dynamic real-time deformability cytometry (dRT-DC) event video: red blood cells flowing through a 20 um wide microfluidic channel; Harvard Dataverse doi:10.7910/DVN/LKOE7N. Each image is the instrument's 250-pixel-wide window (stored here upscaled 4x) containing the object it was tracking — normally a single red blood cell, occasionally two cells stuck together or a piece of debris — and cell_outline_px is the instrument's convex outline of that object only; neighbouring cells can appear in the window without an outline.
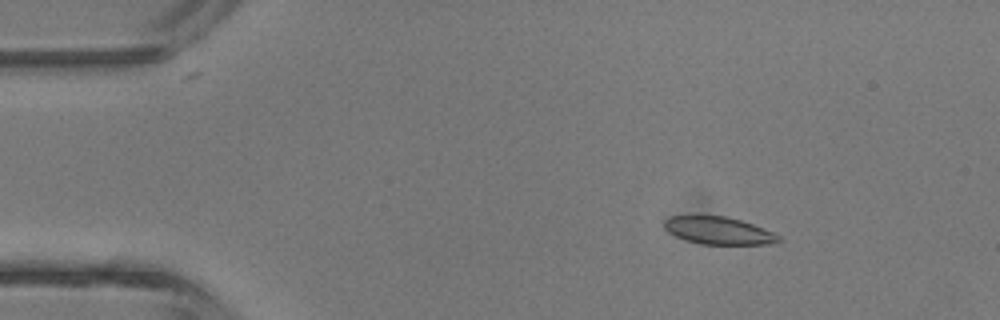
{"species": "common noctule bat (a hibernating species)", "species_latin": "Nyctalus noctula", "temperature_condition": "room temperature", "stored_images_in_passage": 4, "camera_frame_rate_fps": 3000, "um_per_image_px": 0.085, "animal": {"sex": "male", "body_mass_g": 13.3}, "frame": {"image": 1, "passage_image": 2, "time_ms": 1.0, "image_size_px": [1000, 320], "cell_outline_px": [[780, 240], [768, 244], [704, 244], [688, 240], [676, 236], [668, 232], [664, 228], [664, 220], [668, 216], [724, 216], [740, 220], [752, 224], [772, 232], [780, 236]], "centroid_in_image_um": [61.04, 19.59], "position_along_channel_um": 24.0, "area_um2": 17.98}}
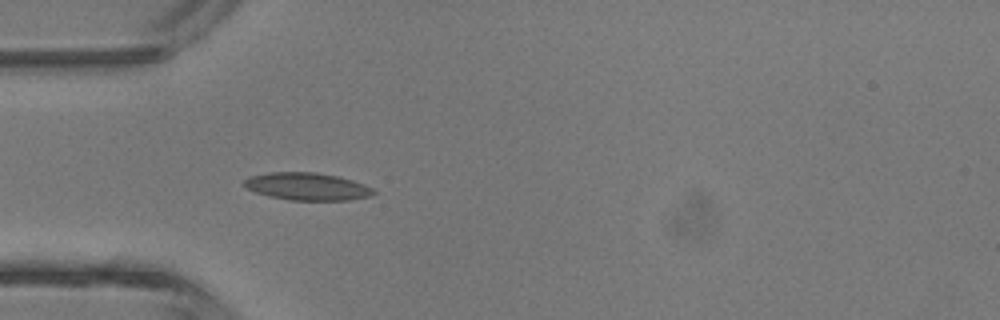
{"frame": {"image": 2, "passage_image": 4, "time_ms": 3.333, "image_size_px": [1000, 320], "cell_outline_px": [[376, 192], [372, 196], [348, 200], [288, 200], [268, 196], [256, 192], [240, 184], [248, 176], [268, 172], [316, 172], [336, 176], [352, 180], [364, 184], [372, 188]], "centroid_in_image_um": [26.08, 15.85], "position_along_channel_um": 58.9, "area_um2": 20.87}}